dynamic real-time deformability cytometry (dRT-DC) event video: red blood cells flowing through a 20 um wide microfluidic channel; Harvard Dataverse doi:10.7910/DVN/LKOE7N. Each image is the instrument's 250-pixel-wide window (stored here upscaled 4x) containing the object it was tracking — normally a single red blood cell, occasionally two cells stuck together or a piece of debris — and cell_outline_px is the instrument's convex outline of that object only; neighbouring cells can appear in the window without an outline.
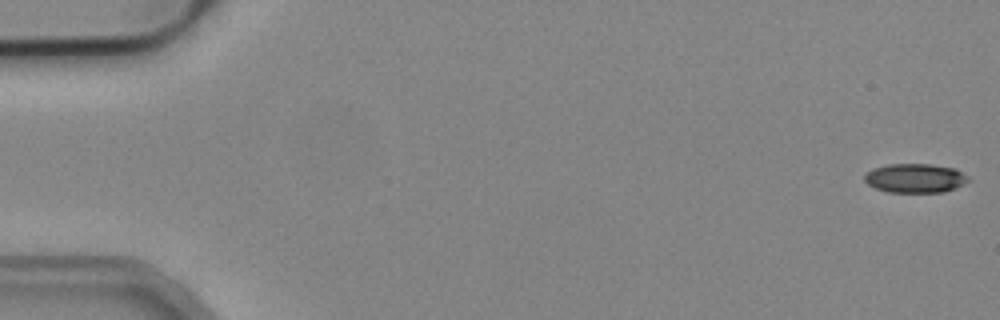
{"species": "common noctule bat (a hibernating species)", "species_latin": "Nyctalus noctula", "temperature_condition": "cold", "stored_images_in_passage": 7, "camera_frame_rate_fps": 3000, "um_per_image_px": 0.085, "animal": {"sex": "male", "body_mass_g": 19.2, "forearm_length_mm": 51.8}, "frame": {"image": 1, "passage_image": 1, "time_ms": 0.0, "image_size_px": [1000, 320], "cell_outline_px": [[972, 180], [964, 184], [944, 192], [888, 192], [876, 188], [868, 184], [864, 180], [864, 176], [872, 168], [888, 164], [932, 164], [956, 168], [968, 176]], "centroid_in_image_um": [77.82, 15.13], "position_along_channel_um": 7.2, "area_um2": 17.74}}
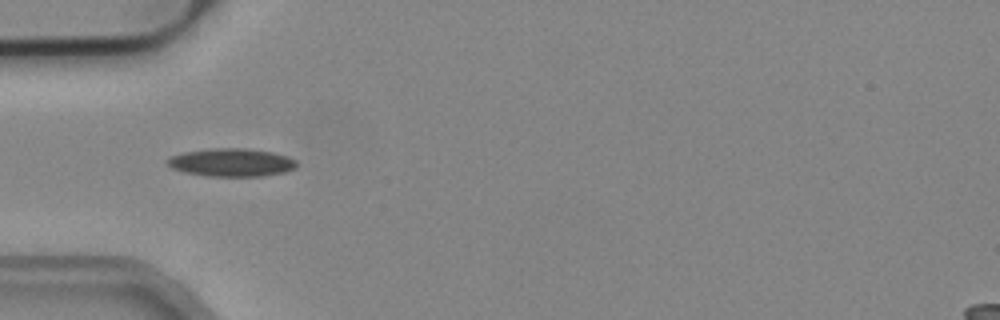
{"frame": {"image": 2, "passage_image": 5, "time_ms": 1.333, "image_size_px": [1000, 320], "cell_outline_px": [[296, 168], [284, 172], [260, 176], [208, 176], [184, 172], [172, 168], [164, 160], [168, 156], [184, 152], [212, 148], [248, 148], [272, 152], [288, 156], [296, 160]], "centroid_in_image_um": [19.65, 13.8], "position_along_channel_um": 65.4, "area_um2": 21.27}}